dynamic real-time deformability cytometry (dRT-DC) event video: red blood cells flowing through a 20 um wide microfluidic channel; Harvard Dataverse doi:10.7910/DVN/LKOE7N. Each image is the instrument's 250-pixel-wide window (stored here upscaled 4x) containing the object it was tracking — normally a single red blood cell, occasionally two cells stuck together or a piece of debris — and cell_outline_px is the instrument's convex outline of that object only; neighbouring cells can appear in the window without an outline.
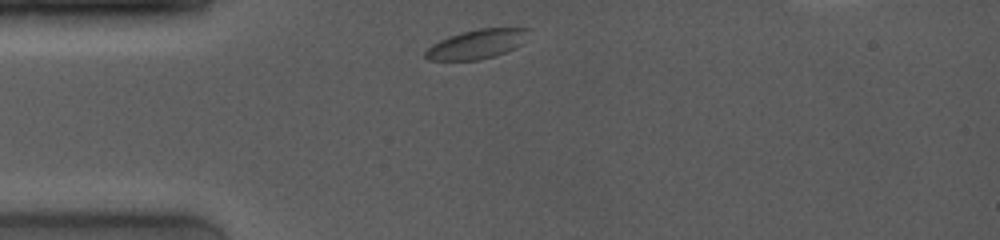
{"species": "common noctule bat (a hibernating species)", "species_latin": "Nyctalus noctula", "temperature_condition": "room temperature", "stored_images_in_passage": 36, "camera_frame_rate_fps": 4000, "um_per_image_px": 0.085, "animal": {"sex": "female", "body_mass_g": 19.0, "forearm_length_mm": 53.3}, "frame": {"image": 1, "passage_image": 1, "time_ms": 0.0, "image_size_px": [1000, 240], "cell_outline_px": [[532, 28], [524, 44], [516, 48], [480, 60], [428, 60], [424, 56], [424, 52], [432, 44], [440, 40], [464, 32], [480, 28]], "centroid_in_image_um": [40.59, 3.75], "position_along_channel_um": 44.4, "area_um2": 17.57}}
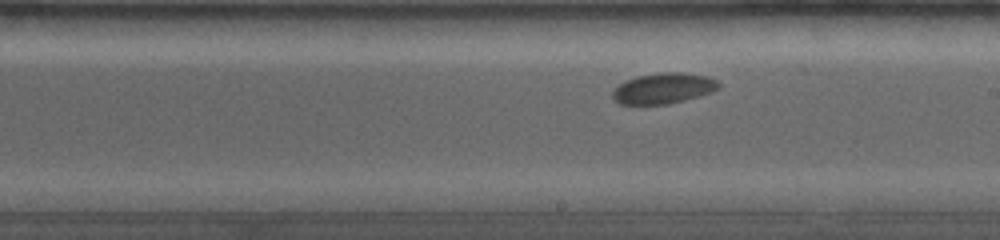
{"frame": {"image": 2, "passage_image": 23, "time_ms": 5.5, "image_size_px": [1000, 240], "cell_outline_px": [[720, 88], [712, 92], [684, 100], [668, 104], [620, 104], [612, 96], [612, 92], [620, 84], [636, 76], [660, 72], [684, 72], [708, 76], [716, 80], [720, 84]], "centroid_in_image_um": [56.43, 7.49], "position_along_channel_um": 232.6, "area_um2": 18.9}}
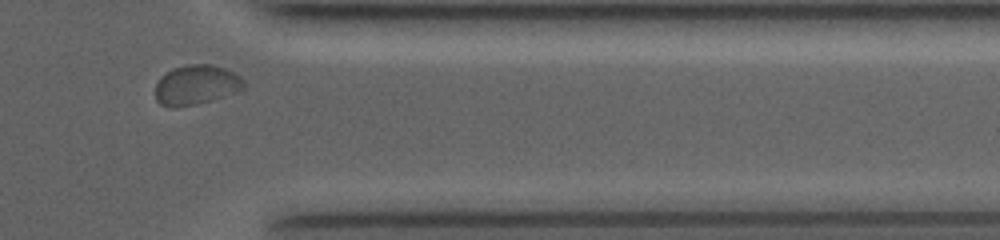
{"frame": {"image": 3, "passage_image": 34, "time_ms": 9.75, "image_size_px": [1000, 240], "cell_outline_px": [[244, 88], [236, 92], [212, 100], [196, 104], [172, 108], [160, 104], [156, 100], [156, 84], [160, 76], [172, 68], [188, 64], [212, 64], [224, 68], [240, 76], [244, 80]], "centroid_in_image_um": [16.66, 7.21], "position_along_channel_um": 394.7, "area_um2": 20.58}, "authors_computed_cell_mechanics": {"area_um2": 18.9006, "velocity_mm_per_s": 3.7843, "shape_relaxation_time_tau1_ms": 5.2766, "shape_relaxation_time_tau2_ms": null, "deformation_change_tau1": 0.1086, "deformation_change_tau2": null}}